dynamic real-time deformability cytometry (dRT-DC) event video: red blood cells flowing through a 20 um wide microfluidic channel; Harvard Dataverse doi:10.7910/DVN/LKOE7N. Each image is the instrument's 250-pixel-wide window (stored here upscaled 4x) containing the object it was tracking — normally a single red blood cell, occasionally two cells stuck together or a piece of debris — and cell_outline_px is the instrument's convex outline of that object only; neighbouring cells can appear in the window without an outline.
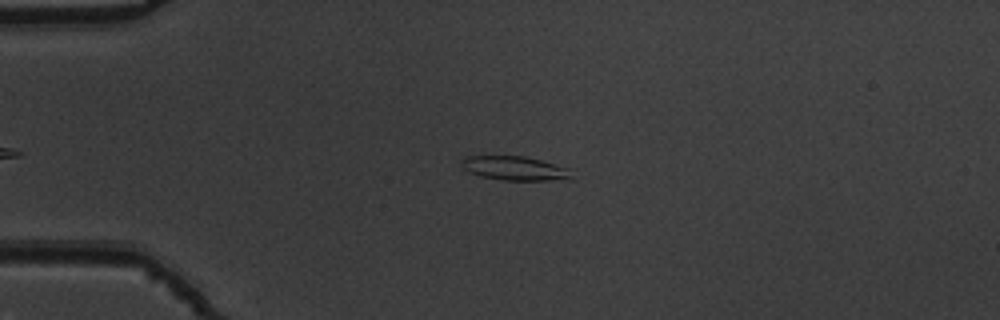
{"species": "common noctule bat (a hibernating species)", "species_latin": "Nyctalus noctula", "temperature_condition": "warm", "stored_images_in_passage": 41, "camera_frame_rate_fps": 3000, "um_per_image_px": 0.085, "animal": {"sex": "male", "body_mass_g": 19.5, "forearm_length_mm": 54.6}, "frame": {"image": 1, "passage_image": 6, "time_ms": 1.667, "image_size_px": [1000, 320], "cell_outline_px": [[572, 180], [504, 180], [480, 176], [468, 172], [460, 164], [460, 160], [468, 156], [524, 156], [572, 168]], "centroid_in_image_um": [43.81, 14.31], "position_along_channel_um": 41.2, "area_um2": 15.66}}
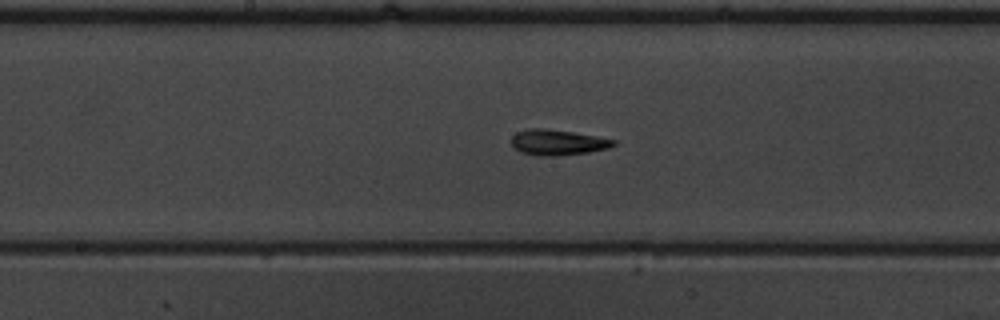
{"frame": {"image": 2, "passage_image": 21, "time_ms": 6.667, "image_size_px": [1000, 320], "cell_outline_px": [[616, 144], [608, 148], [588, 152], [556, 156], [536, 156], [520, 152], [512, 144], [512, 136], [516, 132], [528, 128], [548, 128], [596, 136], [616, 140]], "centroid_in_image_um": [47.38, 12.1], "position_along_channel_um": 200.8, "area_um2": 15.26}}
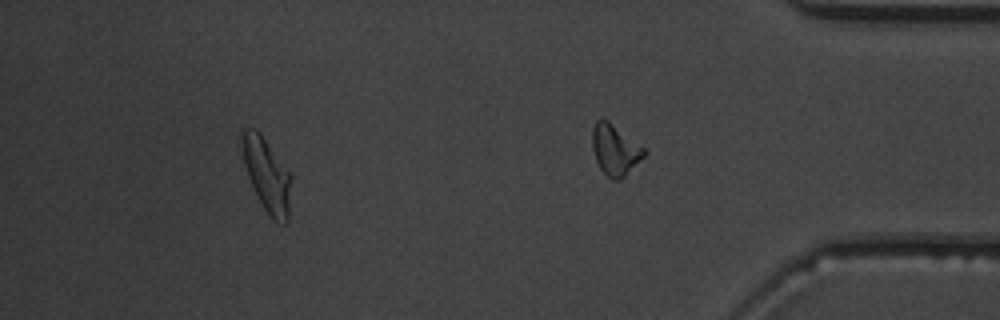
{"frame": {"image": 3, "passage_image": 36, "time_ms": 11.667, "image_size_px": [1000, 320], "cell_outline_px": [[292, 176], [288, 224], [284, 224], [272, 220], [268, 216], [248, 176], [236, 140], [240, 132], [244, 128], [256, 128], [260, 132]], "centroid_in_image_um": [22.64, 14.8], "position_along_channel_um": 412.6, "area_um2": 21.68}, "authors_computed_cell_mechanics": {"area_um2": 14.9702, "velocity_mm_per_s": 3.8151, "shape_relaxation_time_tau1_ms": 6.5583, "shape_relaxation_time_tau2_ms": 6.9329, "deformation_change_tau1": 0.2076, "deformation_change_tau2": 0.1503}}